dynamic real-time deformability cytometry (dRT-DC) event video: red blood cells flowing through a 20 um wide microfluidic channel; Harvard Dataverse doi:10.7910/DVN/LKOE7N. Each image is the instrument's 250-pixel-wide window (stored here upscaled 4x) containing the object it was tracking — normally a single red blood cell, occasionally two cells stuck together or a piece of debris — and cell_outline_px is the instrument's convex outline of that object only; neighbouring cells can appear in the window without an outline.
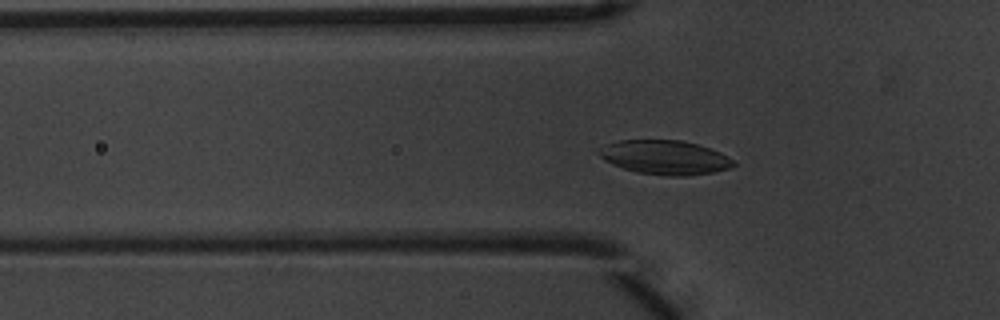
{"species": "common noctule bat (a hibernating species)", "species_latin": "Nyctalus noctula", "temperature_condition": "warm", "stored_images_in_passage": 57, "camera_frame_rate_fps": 3000, "um_per_image_px": 0.085, "animal": {"sex": "male", "body_mass_g": 20.1, "forearm_length_mm": 53.5}, "frame": {"image": 1, "passage_image": 20, "time_ms": 6.333, "image_size_px": [1000, 320], "cell_outline_px": [[736, 164], [728, 168], [716, 172], [688, 176], [664, 176], [636, 172], [612, 164], [604, 160], [596, 152], [596, 148], [620, 140], [684, 140], [720, 152], [728, 156]], "centroid_in_image_um": [56.49, 13.38], "position_along_channel_um": 69.3, "area_um2": 26.93}}
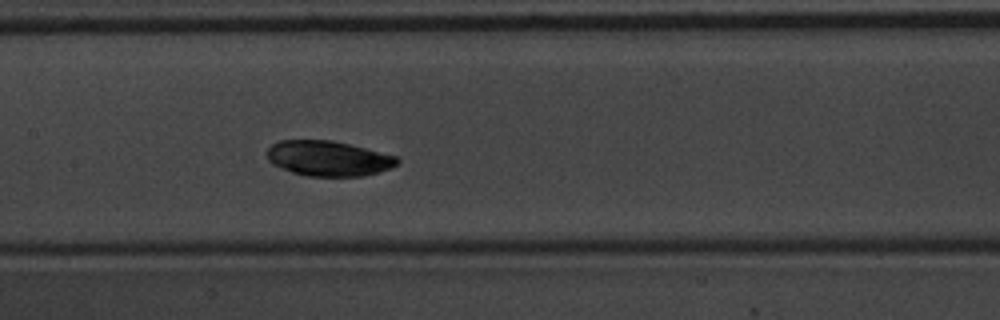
{"frame": {"image": 2, "passage_image": 29, "time_ms": 9.333, "image_size_px": [1000, 320], "cell_outline_px": [[400, 164], [364, 176], [308, 176], [292, 172], [272, 164], [268, 160], [268, 148], [272, 144], [280, 140], [332, 140], [396, 156], [400, 160]], "centroid_in_image_um": [27.9, 13.46], "position_along_channel_um": 179.5, "area_um2": 26.47}}
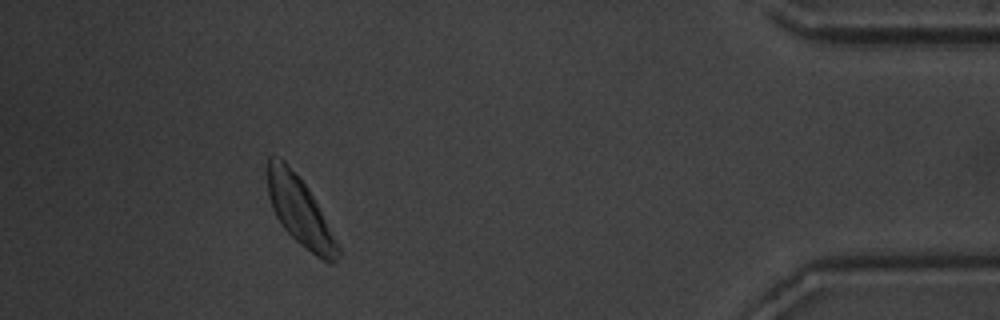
{"frame": {"image": 3, "passage_image": 52, "time_ms": 17.0, "image_size_px": [1000, 320], "cell_outline_px": [[340, 256], [332, 264], [328, 264], [316, 256], [300, 244], [284, 228], [276, 216], [272, 208], [268, 196], [264, 168], [268, 156], [280, 156], [284, 160], [308, 188], [340, 248]], "centroid_in_image_um": [25.42, 17.9], "position_along_channel_um": 409.8, "area_um2": 28.09}, "authors_computed_cell_mechanics": {"area_um2": 27.3972, "velocity_mm_per_s": 3.6606, "shape_relaxation_time_tau1_ms": 1.5931, "shape_relaxation_time_tau2_ms": null, "deformation_change_tau1": 0.0367, "deformation_change_tau2": null}}